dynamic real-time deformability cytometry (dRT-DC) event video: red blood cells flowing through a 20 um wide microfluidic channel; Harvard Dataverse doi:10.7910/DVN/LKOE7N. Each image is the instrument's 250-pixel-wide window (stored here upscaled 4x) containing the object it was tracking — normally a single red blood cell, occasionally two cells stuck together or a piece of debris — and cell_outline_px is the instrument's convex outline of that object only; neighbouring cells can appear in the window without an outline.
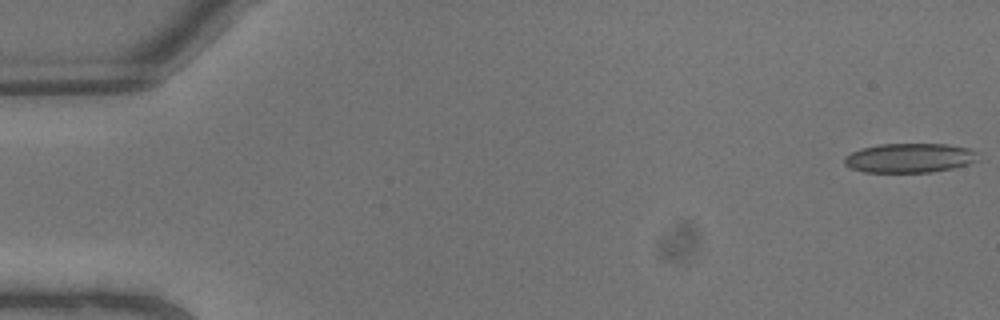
{"species": "common noctule bat (a hibernating species)", "species_latin": "Nyctalus noctula", "temperature_condition": "warm", "stored_images_in_passage": 8, "camera_frame_rate_fps": 3000, "um_per_image_px": 0.085, "animal": {"sex": "male", "body_mass_g": 13.3}, "frame": {"image": 1, "passage_image": 1, "time_ms": 0.0, "image_size_px": [1000, 320], "cell_outline_px": [[980, 160], [968, 164], [952, 168], [932, 172], [864, 172], [852, 168], [844, 164], [844, 156], [852, 152], [864, 148], [880, 144], [944, 144], [968, 148], [976, 152]], "centroid_in_image_um": [77.33, 13.43], "position_along_channel_um": 7.7, "area_um2": 22.77}}
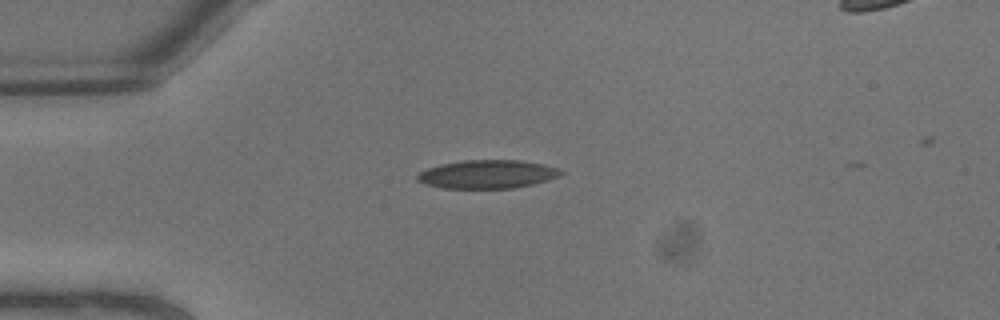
{"frame": {"image": 2, "passage_image": 6, "time_ms": 1.667, "image_size_px": [1000, 320], "cell_outline_px": [[564, 172], [560, 176], [548, 180], [532, 184], [512, 188], [444, 188], [424, 184], [416, 180], [416, 176], [420, 172], [428, 168], [440, 164], [464, 160], [520, 160], [544, 164], [560, 168]], "centroid_in_image_um": [41.44, 14.8], "position_along_channel_um": 43.6, "area_um2": 23.87}}